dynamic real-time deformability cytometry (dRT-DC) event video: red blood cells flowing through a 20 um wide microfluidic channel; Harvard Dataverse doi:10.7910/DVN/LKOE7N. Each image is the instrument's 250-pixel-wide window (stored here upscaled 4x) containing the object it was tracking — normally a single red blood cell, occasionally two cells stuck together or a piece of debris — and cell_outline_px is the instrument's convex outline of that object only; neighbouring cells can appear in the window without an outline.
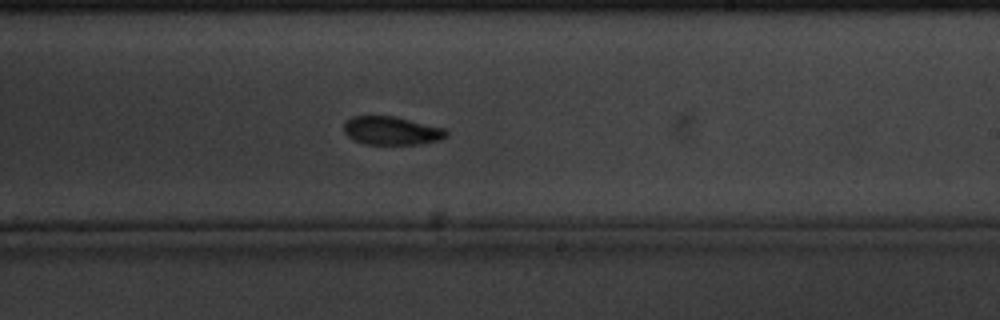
{"species": "common noctule bat (a hibernating species)", "species_latin": "Nyctalus noctula", "temperature_condition": "cold", "stored_images_in_passage": 43, "camera_frame_rate_fps": 3000, "um_per_image_px": 0.085, "animal": {"sex": "male", "body_mass_g": 20.1, "forearm_length_mm": 53.5}, "frame": {"image": 1, "passage_image": 21, "time_ms": 6.667, "image_size_px": [1000, 320], "cell_outline_px": [[448, 136], [440, 140], [420, 144], [364, 144], [352, 140], [344, 132], [344, 124], [352, 116], [396, 116], [444, 128], [448, 132]], "centroid_in_image_um": [33.29, 11.11], "position_along_channel_um": 255.7, "area_um2": 17.05}}
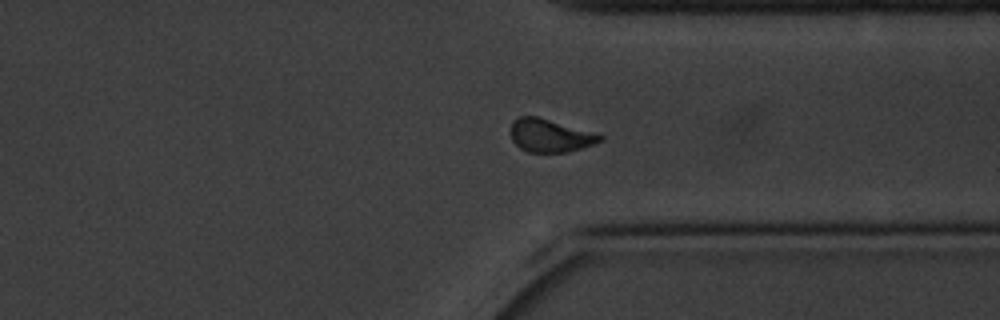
{"frame": {"image": 2, "passage_image": 31, "time_ms": 10.0, "image_size_px": [1000, 320], "cell_outline_px": [[604, 140], [568, 152], [528, 152], [520, 148], [512, 140], [508, 132], [512, 120], [520, 116], [536, 116], [596, 132], [604, 136]], "centroid_in_image_um": [46.73, 11.51], "position_along_channel_um": 364.7, "area_um2": 17.46}}
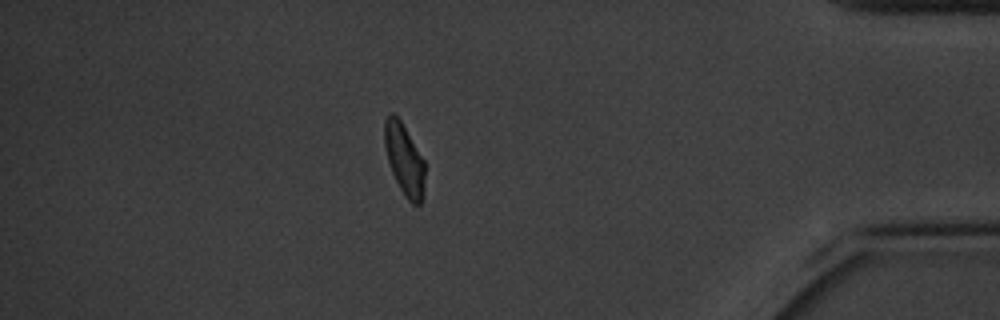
{"frame": {"image": 3, "passage_image": 38, "time_ms": 12.333, "image_size_px": [1000, 320], "cell_outline_px": [[424, 192], [420, 204], [412, 204], [404, 196], [392, 172], [388, 160], [384, 144], [384, 120], [388, 112], [392, 112], [400, 120], [424, 160]], "centroid_in_image_um": [34.35, 13.54], "position_along_channel_um": 400.8, "area_um2": 16.65}}